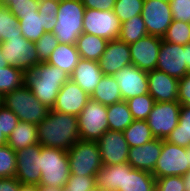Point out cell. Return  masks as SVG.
<instances>
[{
    "label": "cell",
    "instance_id": "obj_53",
    "mask_svg": "<svg viewBox=\"0 0 190 191\" xmlns=\"http://www.w3.org/2000/svg\"><path fill=\"white\" fill-rule=\"evenodd\" d=\"M39 191H62V188H54L46 185H39Z\"/></svg>",
    "mask_w": 190,
    "mask_h": 191
},
{
    "label": "cell",
    "instance_id": "obj_11",
    "mask_svg": "<svg viewBox=\"0 0 190 191\" xmlns=\"http://www.w3.org/2000/svg\"><path fill=\"white\" fill-rule=\"evenodd\" d=\"M180 107L179 101L154 103L146 121L155 138L165 140L178 125Z\"/></svg>",
    "mask_w": 190,
    "mask_h": 191
},
{
    "label": "cell",
    "instance_id": "obj_28",
    "mask_svg": "<svg viewBox=\"0 0 190 191\" xmlns=\"http://www.w3.org/2000/svg\"><path fill=\"white\" fill-rule=\"evenodd\" d=\"M90 99L106 106L121 101V91L115 78L112 75H104Z\"/></svg>",
    "mask_w": 190,
    "mask_h": 191
},
{
    "label": "cell",
    "instance_id": "obj_5",
    "mask_svg": "<svg viewBox=\"0 0 190 191\" xmlns=\"http://www.w3.org/2000/svg\"><path fill=\"white\" fill-rule=\"evenodd\" d=\"M40 185L64 188L70 176L67 151L54 147H42L40 152Z\"/></svg>",
    "mask_w": 190,
    "mask_h": 191
},
{
    "label": "cell",
    "instance_id": "obj_55",
    "mask_svg": "<svg viewBox=\"0 0 190 191\" xmlns=\"http://www.w3.org/2000/svg\"><path fill=\"white\" fill-rule=\"evenodd\" d=\"M8 66V63L5 61V58L2 55L1 49H0V68Z\"/></svg>",
    "mask_w": 190,
    "mask_h": 191
},
{
    "label": "cell",
    "instance_id": "obj_47",
    "mask_svg": "<svg viewBox=\"0 0 190 191\" xmlns=\"http://www.w3.org/2000/svg\"><path fill=\"white\" fill-rule=\"evenodd\" d=\"M178 101L181 105H190V72L179 80Z\"/></svg>",
    "mask_w": 190,
    "mask_h": 191
},
{
    "label": "cell",
    "instance_id": "obj_25",
    "mask_svg": "<svg viewBox=\"0 0 190 191\" xmlns=\"http://www.w3.org/2000/svg\"><path fill=\"white\" fill-rule=\"evenodd\" d=\"M108 42L109 41L105 38L83 32L76 40L75 46L81 59L98 62L102 57Z\"/></svg>",
    "mask_w": 190,
    "mask_h": 191
},
{
    "label": "cell",
    "instance_id": "obj_44",
    "mask_svg": "<svg viewBox=\"0 0 190 191\" xmlns=\"http://www.w3.org/2000/svg\"><path fill=\"white\" fill-rule=\"evenodd\" d=\"M95 186L94 176L70 175L64 188L67 191H88Z\"/></svg>",
    "mask_w": 190,
    "mask_h": 191
},
{
    "label": "cell",
    "instance_id": "obj_38",
    "mask_svg": "<svg viewBox=\"0 0 190 191\" xmlns=\"http://www.w3.org/2000/svg\"><path fill=\"white\" fill-rule=\"evenodd\" d=\"M145 0H116L113 12L121 23L136 15H141Z\"/></svg>",
    "mask_w": 190,
    "mask_h": 191
},
{
    "label": "cell",
    "instance_id": "obj_46",
    "mask_svg": "<svg viewBox=\"0 0 190 191\" xmlns=\"http://www.w3.org/2000/svg\"><path fill=\"white\" fill-rule=\"evenodd\" d=\"M169 5L173 20L190 23V0H171Z\"/></svg>",
    "mask_w": 190,
    "mask_h": 191
},
{
    "label": "cell",
    "instance_id": "obj_45",
    "mask_svg": "<svg viewBox=\"0 0 190 191\" xmlns=\"http://www.w3.org/2000/svg\"><path fill=\"white\" fill-rule=\"evenodd\" d=\"M155 191H185L183 177L166 176L157 178L155 182Z\"/></svg>",
    "mask_w": 190,
    "mask_h": 191
},
{
    "label": "cell",
    "instance_id": "obj_33",
    "mask_svg": "<svg viewBox=\"0 0 190 191\" xmlns=\"http://www.w3.org/2000/svg\"><path fill=\"white\" fill-rule=\"evenodd\" d=\"M147 35L148 33L142 15H136L126 22L121 23L119 39L128 45L135 43Z\"/></svg>",
    "mask_w": 190,
    "mask_h": 191
},
{
    "label": "cell",
    "instance_id": "obj_7",
    "mask_svg": "<svg viewBox=\"0 0 190 191\" xmlns=\"http://www.w3.org/2000/svg\"><path fill=\"white\" fill-rule=\"evenodd\" d=\"M0 49L8 65L20 68L24 72L32 71L41 63L35 43L23 36H13L1 42Z\"/></svg>",
    "mask_w": 190,
    "mask_h": 191
},
{
    "label": "cell",
    "instance_id": "obj_2",
    "mask_svg": "<svg viewBox=\"0 0 190 191\" xmlns=\"http://www.w3.org/2000/svg\"><path fill=\"white\" fill-rule=\"evenodd\" d=\"M69 79L70 76L62 69L47 62H41L32 71L25 72V85L49 109L53 108L61 87Z\"/></svg>",
    "mask_w": 190,
    "mask_h": 191
},
{
    "label": "cell",
    "instance_id": "obj_22",
    "mask_svg": "<svg viewBox=\"0 0 190 191\" xmlns=\"http://www.w3.org/2000/svg\"><path fill=\"white\" fill-rule=\"evenodd\" d=\"M103 76L97 61L80 59L70 75V80L91 95Z\"/></svg>",
    "mask_w": 190,
    "mask_h": 191
},
{
    "label": "cell",
    "instance_id": "obj_37",
    "mask_svg": "<svg viewBox=\"0 0 190 191\" xmlns=\"http://www.w3.org/2000/svg\"><path fill=\"white\" fill-rule=\"evenodd\" d=\"M162 39L169 43L187 45L190 43V23L173 20Z\"/></svg>",
    "mask_w": 190,
    "mask_h": 191
},
{
    "label": "cell",
    "instance_id": "obj_40",
    "mask_svg": "<svg viewBox=\"0 0 190 191\" xmlns=\"http://www.w3.org/2000/svg\"><path fill=\"white\" fill-rule=\"evenodd\" d=\"M16 152L8 145L0 146V178L15 177Z\"/></svg>",
    "mask_w": 190,
    "mask_h": 191
},
{
    "label": "cell",
    "instance_id": "obj_10",
    "mask_svg": "<svg viewBox=\"0 0 190 191\" xmlns=\"http://www.w3.org/2000/svg\"><path fill=\"white\" fill-rule=\"evenodd\" d=\"M121 22L113 10L86 9L83 18V32L105 38L118 39Z\"/></svg>",
    "mask_w": 190,
    "mask_h": 191
},
{
    "label": "cell",
    "instance_id": "obj_3",
    "mask_svg": "<svg viewBox=\"0 0 190 191\" xmlns=\"http://www.w3.org/2000/svg\"><path fill=\"white\" fill-rule=\"evenodd\" d=\"M85 6L81 0H60L53 34L60 43L76 44L83 33Z\"/></svg>",
    "mask_w": 190,
    "mask_h": 191
},
{
    "label": "cell",
    "instance_id": "obj_54",
    "mask_svg": "<svg viewBox=\"0 0 190 191\" xmlns=\"http://www.w3.org/2000/svg\"><path fill=\"white\" fill-rule=\"evenodd\" d=\"M7 144V137L3 134V131L0 129V146Z\"/></svg>",
    "mask_w": 190,
    "mask_h": 191
},
{
    "label": "cell",
    "instance_id": "obj_57",
    "mask_svg": "<svg viewBox=\"0 0 190 191\" xmlns=\"http://www.w3.org/2000/svg\"><path fill=\"white\" fill-rule=\"evenodd\" d=\"M8 0H0V4H4Z\"/></svg>",
    "mask_w": 190,
    "mask_h": 191
},
{
    "label": "cell",
    "instance_id": "obj_24",
    "mask_svg": "<svg viewBox=\"0 0 190 191\" xmlns=\"http://www.w3.org/2000/svg\"><path fill=\"white\" fill-rule=\"evenodd\" d=\"M80 59L75 45L60 43L46 62L62 69L70 76Z\"/></svg>",
    "mask_w": 190,
    "mask_h": 191
},
{
    "label": "cell",
    "instance_id": "obj_30",
    "mask_svg": "<svg viewBox=\"0 0 190 191\" xmlns=\"http://www.w3.org/2000/svg\"><path fill=\"white\" fill-rule=\"evenodd\" d=\"M165 140L180 147L190 146V105H181L178 125Z\"/></svg>",
    "mask_w": 190,
    "mask_h": 191
},
{
    "label": "cell",
    "instance_id": "obj_51",
    "mask_svg": "<svg viewBox=\"0 0 190 191\" xmlns=\"http://www.w3.org/2000/svg\"><path fill=\"white\" fill-rule=\"evenodd\" d=\"M182 177L185 185V191H190V169Z\"/></svg>",
    "mask_w": 190,
    "mask_h": 191
},
{
    "label": "cell",
    "instance_id": "obj_31",
    "mask_svg": "<svg viewBox=\"0 0 190 191\" xmlns=\"http://www.w3.org/2000/svg\"><path fill=\"white\" fill-rule=\"evenodd\" d=\"M123 133L130 148L143 145L155 138L146 120H134Z\"/></svg>",
    "mask_w": 190,
    "mask_h": 191
},
{
    "label": "cell",
    "instance_id": "obj_18",
    "mask_svg": "<svg viewBox=\"0 0 190 191\" xmlns=\"http://www.w3.org/2000/svg\"><path fill=\"white\" fill-rule=\"evenodd\" d=\"M90 100L88 95L78 84L70 79L61 87L55 105L51 110L78 116L87 102Z\"/></svg>",
    "mask_w": 190,
    "mask_h": 191
},
{
    "label": "cell",
    "instance_id": "obj_58",
    "mask_svg": "<svg viewBox=\"0 0 190 191\" xmlns=\"http://www.w3.org/2000/svg\"><path fill=\"white\" fill-rule=\"evenodd\" d=\"M160 1L170 2L171 0H160Z\"/></svg>",
    "mask_w": 190,
    "mask_h": 191
},
{
    "label": "cell",
    "instance_id": "obj_39",
    "mask_svg": "<svg viewBox=\"0 0 190 191\" xmlns=\"http://www.w3.org/2000/svg\"><path fill=\"white\" fill-rule=\"evenodd\" d=\"M60 5V0H39V15H42L44 20V31L53 32L54 26L57 23V12Z\"/></svg>",
    "mask_w": 190,
    "mask_h": 191
},
{
    "label": "cell",
    "instance_id": "obj_32",
    "mask_svg": "<svg viewBox=\"0 0 190 191\" xmlns=\"http://www.w3.org/2000/svg\"><path fill=\"white\" fill-rule=\"evenodd\" d=\"M25 84V72L8 65L0 68V95L21 88Z\"/></svg>",
    "mask_w": 190,
    "mask_h": 191
},
{
    "label": "cell",
    "instance_id": "obj_56",
    "mask_svg": "<svg viewBox=\"0 0 190 191\" xmlns=\"http://www.w3.org/2000/svg\"><path fill=\"white\" fill-rule=\"evenodd\" d=\"M88 191H104V190L95 185L92 188H90Z\"/></svg>",
    "mask_w": 190,
    "mask_h": 191
},
{
    "label": "cell",
    "instance_id": "obj_49",
    "mask_svg": "<svg viewBox=\"0 0 190 191\" xmlns=\"http://www.w3.org/2000/svg\"><path fill=\"white\" fill-rule=\"evenodd\" d=\"M20 185L16 177L0 178V191H18Z\"/></svg>",
    "mask_w": 190,
    "mask_h": 191
},
{
    "label": "cell",
    "instance_id": "obj_48",
    "mask_svg": "<svg viewBox=\"0 0 190 191\" xmlns=\"http://www.w3.org/2000/svg\"><path fill=\"white\" fill-rule=\"evenodd\" d=\"M86 9L113 10L116 0H81Z\"/></svg>",
    "mask_w": 190,
    "mask_h": 191
},
{
    "label": "cell",
    "instance_id": "obj_17",
    "mask_svg": "<svg viewBox=\"0 0 190 191\" xmlns=\"http://www.w3.org/2000/svg\"><path fill=\"white\" fill-rule=\"evenodd\" d=\"M162 38L147 35L129 45L132 64L143 71L156 69Z\"/></svg>",
    "mask_w": 190,
    "mask_h": 191
},
{
    "label": "cell",
    "instance_id": "obj_34",
    "mask_svg": "<svg viewBox=\"0 0 190 191\" xmlns=\"http://www.w3.org/2000/svg\"><path fill=\"white\" fill-rule=\"evenodd\" d=\"M44 26V20L39 13L24 15L19 19V28L23 37L34 43L45 33Z\"/></svg>",
    "mask_w": 190,
    "mask_h": 191
},
{
    "label": "cell",
    "instance_id": "obj_19",
    "mask_svg": "<svg viewBox=\"0 0 190 191\" xmlns=\"http://www.w3.org/2000/svg\"><path fill=\"white\" fill-rule=\"evenodd\" d=\"M98 63L104 75H113L124 66L131 65L129 45L119 38L109 41Z\"/></svg>",
    "mask_w": 190,
    "mask_h": 191
},
{
    "label": "cell",
    "instance_id": "obj_35",
    "mask_svg": "<svg viewBox=\"0 0 190 191\" xmlns=\"http://www.w3.org/2000/svg\"><path fill=\"white\" fill-rule=\"evenodd\" d=\"M13 36H23L19 19L4 4H0V43Z\"/></svg>",
    "mask_w": 190,
    "mask_h": 191
},
{
    "label": "cell",
    "instance_id": "obj_15",
    "mask_svg": "<svg viewBox=\"0 0 190 191\" xmlns=\"http://www.w3.org/2000/svg\"><path fill=\"white\" fill-rule=\"evenodd\" d=\"M97 144L103 166L127 163L130 147L123 132L107 130Z\"/></svg>",
    "mask_w": 190,
    "mask_h": 191
},
{
    "label": "cell",
    "instance_id": "obj_36",
    "mask_svg": "<svg viewBox=\"0 0 190 191\" xmlns=\"http://www.w3.org/2000/svg\"><path fill=\"white\" fill-rule=\"evenodd\" d=\"M126 102L134 120H146L155 103L149 93L130 98Z\"/></svg>",
    "mask_w": 190,
    "mask_h": 191
},
{
    "label": "cell",
    "instance_id": "obj_41",
    "mask_svg": "<svg viewBox=\"0 0 190 191\" xmlns=\"http://www.w3.org/2000/svg\"><path fill=\"white\" fill-rule=\"evenodd\" d=\"M4 5L17 19H21L24 15L38 14L39 0H8Z\"/></svg>",
    "mask_w": 190,
    "mask_h": 191
},
{
    "label": "cell",
    "instance_id": "obj_50",
    "mask_svg": "<svg viewBox=\"0 0 190 191\" xmlns=\"http://www.w3.org/2000/svg\"><path fill=\"white\" fill-rule=\"evenodd\" d=\"M18 191H39L38 185L21 184Z\"/></svg>",
    "mask_w": 190,
    "mask_h": 191
},
{
    "label": "cell",
    "instance_id": "obj_13",
    "mask_svg": "<svg viewBox=\"0 0 190 191\" xmlns=\"http://www.w3.org/2000/svg\"><path fill=\"white\" fill-rule=\"evenodd\" d=\"M43 146L39 143L20 149L16 152V179L21 184L40 185L41 168L40 152Z\"/></svg>",
    "mask_w": 190,
    "mask_h": 191
},
{
    "label": "cell",
    "instance_id": "obj_59",
    "mask_svg": "<svg viewBox=\"0 0 190 191\" xmlns=\"http://www.w3.org/2000/svg\"><path fill=\"white\" fill-rule=\"evenodd\" d=\"M186 149L190 152V146L186 147Z\"/></svg>",
    "mask_w": 190,
    "mask_h": 191
},
{
    "label": "cell",
    "instance_id": "obj_21",
    "mask_svg": "<svg viewBox=\"0 0 190 191\" xmlns=\"http://www.w3.org/2000/svg\"><path fill=\"white\" fill-rule=\"evenodd\" d=\"M163 140L164 139L154 138L143 145L131 147L127 162L134 169L145 170L152 173L155 169L157 159L160 156Z\"/></svg>",
    "mask_w": 190,
    "mask_h": 191
},
{
    "label": "cell",
    "instance_id": "obj_9",
    "mask_svg": "<svg viewBox=\"0 0 190 191\" xmlns=\"http://www.w3.org/2000/svg\"><path fill=\"white\" fill-rule=\"evenodd\" d=\"M80 140L97 142L109 130L107 106L89 100L77 116Z\"/></svg>",
    "mask_w": 190,
    "mask_h": 191
},
{
    "label": "cell",
    "instance_id": "obj_20",
    "mask_svg": "<svg viewBox=\"0 0 190 191\" xmlns=\"http://www.w3.org/2000/svg\"><path fill=\"white\" fill-rule=\"evenodd\" d=\"M148 93L155 102L178 101L179 79L157 69L148 71Z\"/></svg>",
    "mask_w": 190,
    "mask_h": 191
},
{
    "label": "cell",
    "instance_id": "obj_8",
    "mask_svg": "<svg viewBox=\"0 0 190 191\" xmlns=\"http://www.w3.org/2000/svg\"><path fill=\"white\" fill-rule=\"evenodd\" d=\"M190 169V152L186 147L162 142V149L152 175L157 178L183 176Z\"/></svg>",
    "mask_w": 190,
    "mask_h": 191
},
{
    "label": "cell",
    "instance_id": "obj_12",
    "mask_svg": "<svg viewBox=\"0 0 190 191\" xmlns=\"http://www.w3.org/2000/svg\"><path fill=\"white\" fill-rule=\"evenodd\" d=\"M142 18L148 35L163 38L173 21L169 2L160 0H145Z\"/></svg>",
    "mask_w": 190,
    "mask_h": 191
},
{
    "label": "cell",
    "instance_id": "obj_43",
    "mask_svg": "<svg viewBox=\"0 0 190 191\" xmlns=\"http://www.w3.org/2000/svg\"><path fill=\"white\" fill-rule=\"evenodd\" d=\"M18 122L17 115L3 104H0V129L6 137H9Z\"/></svg>",
    "mask_w": 190,
    "mask_h": 191
},
{
    "label": "cell",
    "instance_id": "obj_4",
    "mask_svg": "<svg viewBox=\"0 0 190 191\" xmlns=\"http://www.w3.org/2000/svg\"><path fill=\"white\" fill-rule=\"evenodd\" d=\"M1 104L12 110L19 121L40 124L48 115L49 108L42 104L24 84L21 88L2 96Z\"/></svg>",
    "mask_w": 190,
    "mask_h": 191
},
{
    "label": "cell",
    "instance_id": "obj_27",
    "mask_svg": "<svg viewBox=\"0 0 190 191\" xmlns=\"http://www.w3.org/2000/svg\"><path fill=\"white\" fill-rule=\"evenodd\" d=\"M124 163L102 168L95 175V185L104 191H119L123 187Z\"/></svg>",
    "mask_w": 190,
    "mask_h": 191
},
{
    "label": "cell",
    "instance_id": "obj_29",
    "mask_svg": "<svg viewBox=\"0 0 190 191\" xmlns=\"http://www.w3.org/2000/svg\"><path fill=\"white\" fill-rule=\"evenodd\" d=\"M109 130L123 132L133 121L132 113L125 100L107 106Z\"/></svg>",
    "mask_w": 190,
    "mask_h": 191
},
{
    "label": "cell",
    "instance_id": "obj_1",
    "mask_svg": "<svg viewBox=\"0 0 190 191\" xmlns=\"http://www.w3.org/2000/svg\"><path fill=\"white\" fill-rule=\"evenodd\" d=\"M37 134L43 147L68 151L80 139L77 117L50 109L47 117L37 125Z\"/></svg>",
    "mask_w": 190,
    "mask_h": 191
},
{
    "label": "cell",
    "instance_id": "obj_23",
    "mask_svg": "<svg viewBox=\"0 0 190 191\" xmlns=\"http://www.w3.org/2000/svg\"><path fill=\"white\" fill-rule=\"evenodd\" d=\"M156 178L151 172L134 169L124 163L123 187L119 191H155Z\"/></svg>",
    "mask_w": 190,
    "mask_h": 191
},
{
    "label": "cell",
    "instance_id": "obj_52",
    "mask_svg": "<svg viewBox=\"0 0 190 191\" xmlns=\"http://www.w3.org/2000/svg\"><path fill=\"white\" fill-rule=\"evenodd\" d=\"M184 51H186V66L188 72H190V43L184 46Z\"/></svg>",
    "mask_w": 190,
    "mask_h": 191
},
{
    "label": "cell",
    "instance_id": "obj_42",
    "mask_svg": "<svg viewBox=\"0 0 190 191\" xmlns=\"http://www.w3.org/2000/svg\"><path fill=\"white\" fill-rule=\"evenodd\" d=\"M59 44L60 42L52 32H45L37 42H35L39 60L41 62H46Z\"/></svg>",
    "mask_w": 190,
    "mask_h": 191
},
{
    "label": "cell",
    "instance_id": "obj_26",
    "mask_svg": "<svg viewBox=\"0 0 190 191\" xmlns=\"http://www.w3.org/2000/svg\"><path fill=\"white\" fill-rule=\"evenodd\" d=\"M39 143L37 125L24 121H19L12 133L7 137V144L18 151L28 146Z\"/></svg>",
    "mask_w": 190,
    "mask_h": 191
},
{
    "label": "cell",
    "instance_id": "obj_16",
    "mask_svg": "<svg viewBox=\"0 0 190 191\" xmlns=\"http://www.w3.org/2000/svg\"><path fill=\"white\" fill-rule=\"evenodd\" d=\"M118 83L122 100H128L138 95L148 93L147 72L133 64L124 66L112 75Z\"/></svg>",
    "mask_w": 190,
    "mask_h": 191
},
{
    "label": "cell",
    "instance_id": "obj_14",
    "mask_svg": "<svg viewBox=\"0 0 190 191\" xmlns=\"http://www.w3.org/2000/svg\"><path fill=\"white\" fill-rule=\"evenodd\" d=\"M156 69L176 79H182L188 73L184 45L169 43L162 39Z\"/></svg>",
    "mask_w": 190,
    "mask_h": 191
},
{
    "label": "cell",
    "instance_id": "obj_6",
    "mask_svg": "<svg viewBox=\"0 0 190 191\" xmlns=\"http://www.w3.org/2000/svg\"><path fill=\"white\" fill-rule=\"evenodd\" d=\"M67 153L70 175L95 177L103 166L99 147L95 141L79 139Z\"/></svg>",
    "mask_w": 190,
    "mask_h": 191
}]
</instances>
